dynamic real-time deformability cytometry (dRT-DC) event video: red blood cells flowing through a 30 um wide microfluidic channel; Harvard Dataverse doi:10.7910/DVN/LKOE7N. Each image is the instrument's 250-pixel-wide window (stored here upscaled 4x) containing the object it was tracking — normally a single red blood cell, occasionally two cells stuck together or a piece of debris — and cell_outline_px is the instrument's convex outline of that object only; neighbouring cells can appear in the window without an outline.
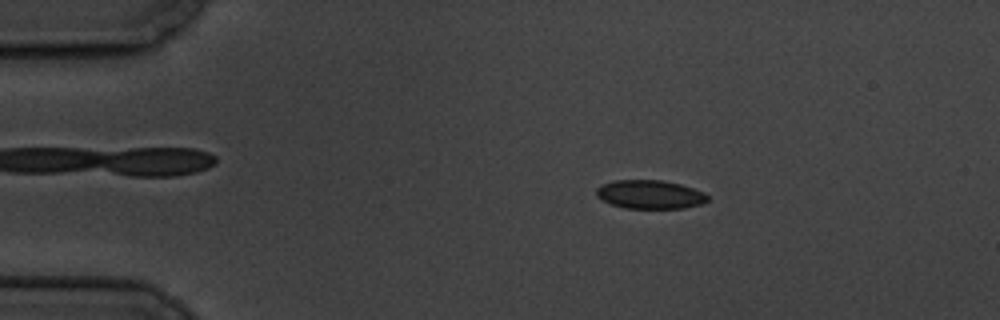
{"species": "common noctule bat (a hibernating species)", "species_latin": "Nyctalus noctula", "temperature_condition": "cold", "stored_images_in_passage": 4, "camera_frame_rate_fps": 3000, "um_per_image_px": 0.085, "animal": {"sex": "male", "body_mass_g": 19.5, "forearm_length_mm": 54.6}, "frame": {"image": 1, "passage_image": 2, "time_ms": 1.333, "image_size_px": [1000, 320], "cell_outline_px": [[708, 200], [700, 204], [684, 208], [624, 208], [612, 204], [596, 196], [596, 188], [600, 184], [616, 180], [660, 180], [680, 184], [704, 192], [708, 196]], "centroid_in_image_um": [55.23, 16.52], "position_along_channel_um": 29.8, "area_um2": 18.5}}